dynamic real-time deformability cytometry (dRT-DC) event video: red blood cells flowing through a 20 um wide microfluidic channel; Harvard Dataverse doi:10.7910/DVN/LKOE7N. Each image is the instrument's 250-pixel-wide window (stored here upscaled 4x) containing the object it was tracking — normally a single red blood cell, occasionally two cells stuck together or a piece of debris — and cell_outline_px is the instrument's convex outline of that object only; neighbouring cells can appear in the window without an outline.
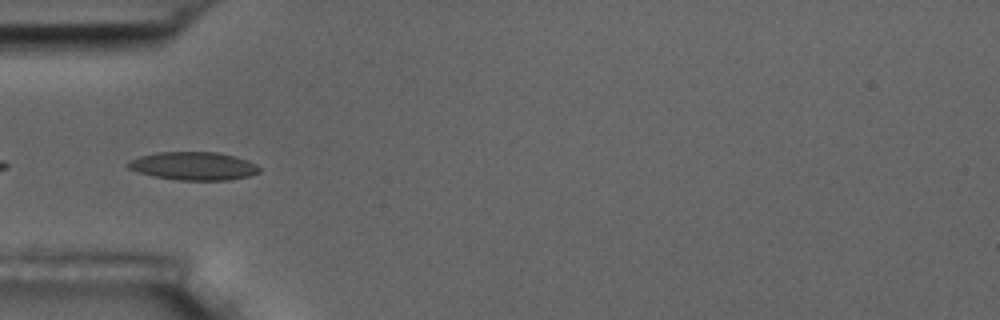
{"species": "common noctule bat (a hibernating species)", "species_latin": "Nyctalus noctula", "temperature_condition": "room temperature", "stored_images_in_passage": 8, "camera_frame_rate_fps": 3000, "um_per_image_px": 0.085, "animal": {"sex": "male", "body_mass_g": 17.5, "forearm_length_mm": 52.3}, "frame": {"image": 1, "passage_image": 5, "time_ms": 4.667, "image_size_px": [1000, 320], "cell_outline_px": [[260, 172], [248, 176], [228, 180], [180, 180], [156, 176], [140, 172], [128, 168], [124, 164], [128, 160], [140, 156], [160, 152], [216, 152], [236, 156], [256, 164], [260, 168]], "centroid_in_image_um": [16.45, 14.1], "position_along_channel_um": 68.6, "area_um2": 21.44}}
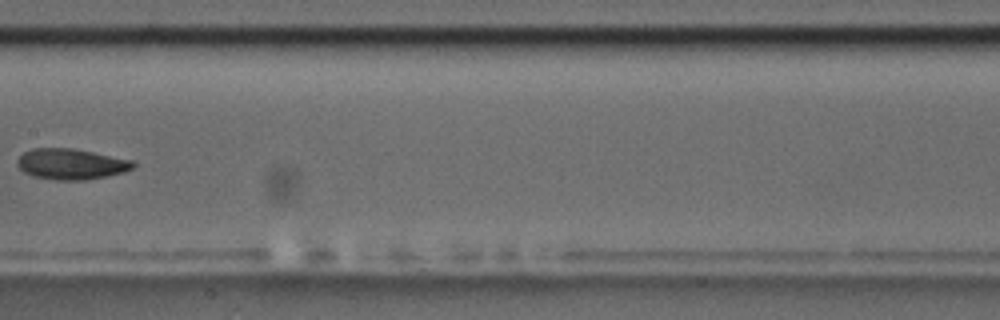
{"frame": {"image": 2, "passage_image": 8, "time_ms": 8.333, "image_size_px": [1000, 320], "cell_outline_px": [[136, 164], [132, 168], [124, 172], [108, 176], [84, 180], [56, 180], [32, 176], [24, 172], [16, 164], [16, 160], [24, 152], [32, 148], [72, 148], [136, 160]], "centroid_in_image_um": [6.07, 13.94], "position_along_channel_um": 201.3, "area_um2": 20.98}}